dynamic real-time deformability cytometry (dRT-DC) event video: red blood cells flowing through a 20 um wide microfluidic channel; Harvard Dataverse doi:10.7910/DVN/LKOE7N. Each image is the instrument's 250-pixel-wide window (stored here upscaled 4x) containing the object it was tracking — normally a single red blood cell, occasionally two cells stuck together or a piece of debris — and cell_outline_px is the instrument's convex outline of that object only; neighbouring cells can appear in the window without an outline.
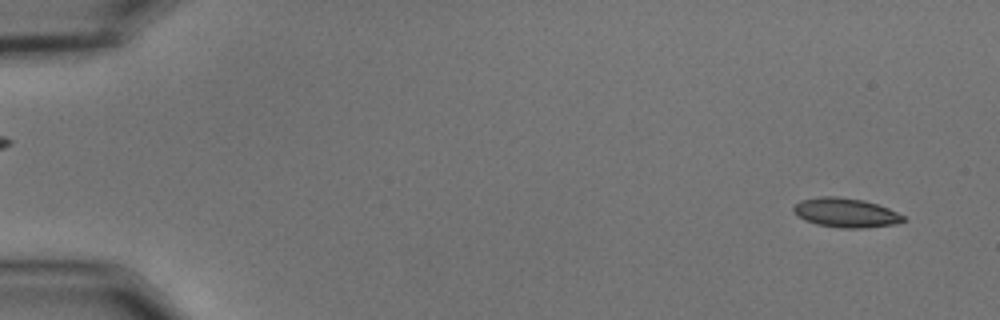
{"species": "common noctule bat (a hibernating species)", "species_latin": "Nyctalus noctula", "temperature_condition": "cold", "stored_images_in_passage": 55, "camera_frame_rate_fps": 3000, "um_per_image_px": 0.085, "animal": {"sex": "male", "body_mass_g": 15.6}, "frame": {"image": 1, "passage_image": 3, "time_ms": 0.667, "image_size_px": [1000, 320], "cell_outline_px": [[908, 220], [896, 224], [864, 228], [840, 228], [816, 224], [804, 220], [792, 212], [792, 208], [800, 200], [820, 196], [836, 196], [864, 200], [888, 208], [904, 216]], "centroid_in_image_um": [71.87, 18.08], "position_along_channel_um": 13.1, "area_um2": 18.9}}
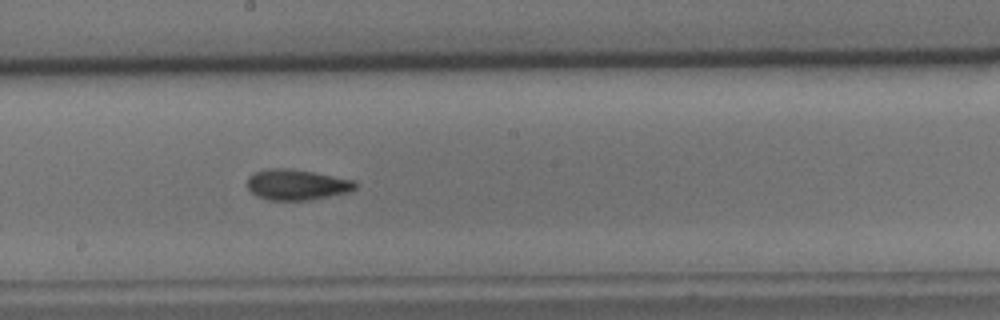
{"frame": {"image": 2, "passage_image": 31, "time_ms": 10.0, "image_size_px": [1000, 320], "cell_outline_px": [[356, 188], [348, 192], [308, 200], [268, 200], [256, 196], [248, 188], [248, 176], [256, 172], [268, 168], [288, 168], [312, 172], [356, 180]], "centroid_in_image_um": [25.21, 15.69], "position_along_channel_um": 223.0, "area_um2": 19.19}}
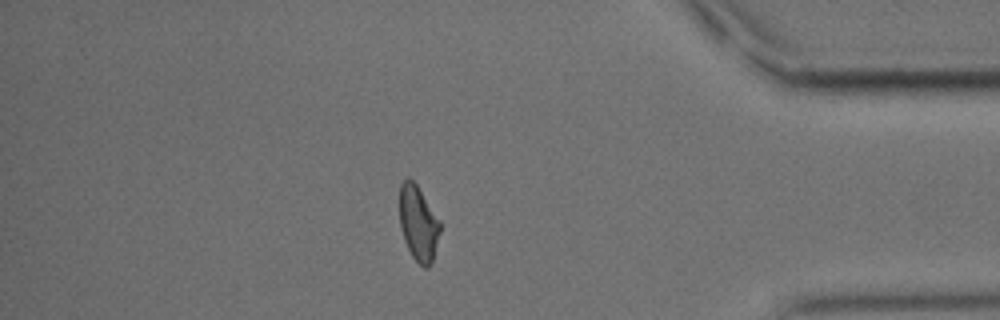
{"frame": {"image": 3, "passage_image": 48, "time_ms": 15.667, "image_size_px": [1000, 320], "cell_outline_px": [[440, 232], [432, 260], [428, 268], [424, 268], [412, 256], [404, 240], [400, 228], [400, 184], [408, 176], [416, 184], [440, 220]], "centroid_in_image_um": [35.55, 18.97], "position_along_channel_um": 399.7, "area_um2": 17.57}, "authors_computed_cell_mechanics": {"area_um2": 18.5538, "velocity_mm_per_s": 3.6341, "shape_relaxation_time_tau1_ms": 5.9874, "shape_relaxation_time_tau2_ms": 3.172, "deformation_change_tau1": 0.1461, "deformation_change_tau2": 0.1026}}